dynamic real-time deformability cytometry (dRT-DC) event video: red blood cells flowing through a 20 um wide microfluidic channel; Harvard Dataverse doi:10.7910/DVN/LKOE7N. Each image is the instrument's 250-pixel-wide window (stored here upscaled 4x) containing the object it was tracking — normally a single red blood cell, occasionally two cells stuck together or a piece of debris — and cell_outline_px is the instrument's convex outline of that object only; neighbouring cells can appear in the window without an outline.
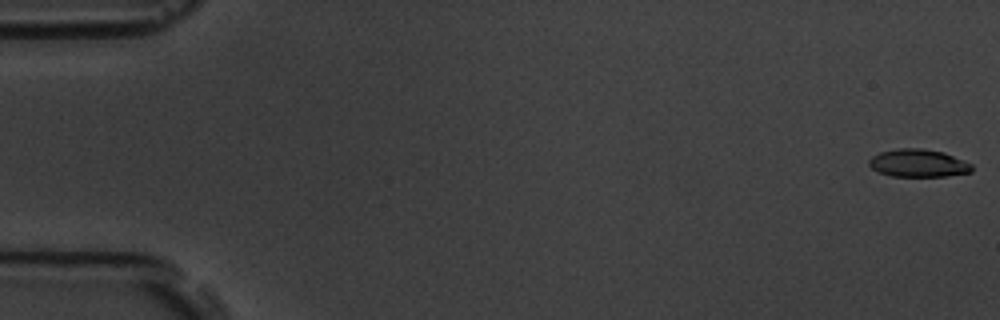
{"species": "common noctule bat (a hibernating species)", "species_latin": "Nyctalus noctula", "temperature_condition": "room temperature", "stored_images_in_passage": 6, "camera_frame_rate_fps": 3000, "um_per_image_px": 0.085, "animal": {"sex": "male", "body_mass_g": 19.5, "forearm_length_mm": 54.6}, "frame": {"image": 1, "passage_image": 1, "time_ms": 0.0, "image_size_px": [1000, 320], "cell_outline_px": [[972, 172], [944, 176], [892, 176], [880, 172], [872, 168], [868, 164], [868, 160], [872, 156], [880, 152], [900, 148], [920, 148], [944, 152], [964, 160], [972, 164]], "centroid_in_image_um": [78.06, 13.86], "position_along_channel_um": 6.9, "area_um2": 16.59}}